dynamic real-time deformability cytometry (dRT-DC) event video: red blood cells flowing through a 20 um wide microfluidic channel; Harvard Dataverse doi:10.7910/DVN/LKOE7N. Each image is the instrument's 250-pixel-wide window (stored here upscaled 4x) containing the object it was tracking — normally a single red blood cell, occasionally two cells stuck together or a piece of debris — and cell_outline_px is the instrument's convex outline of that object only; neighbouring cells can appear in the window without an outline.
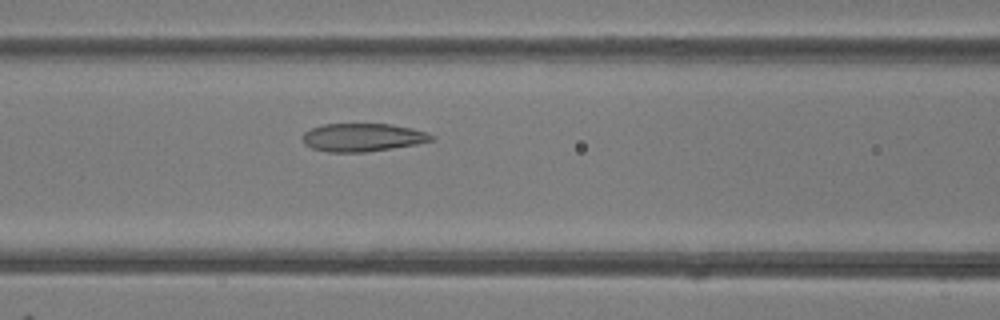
{"species": "common noctule bat (a hibernating species)", "species_latin": "Nyctalus noctula", "temperature_condition": "room temperature", "stored_images_in_passage": 50, "camera_frame_rate_fps": 3000, "um_per_image_px": 0.085, "animal": {"sex": "female"}, "frame": {"image": 1, "passage_image": 21, "time_ms": 6.667, "image_size_px": [1000, 320], "cell_outline_px": [[436, 140], [416, 144], [364, 152], [328, 152], [312, 148], [304, 144], [304, 132], [312, 128], [324, 124], [392, 124], [412, 128], [428, 132], [436, 136]], "centroid_in_image_um": [30.88, 11.67], "position_along_channel_um": 135.7, "area_um2": 21.1}}
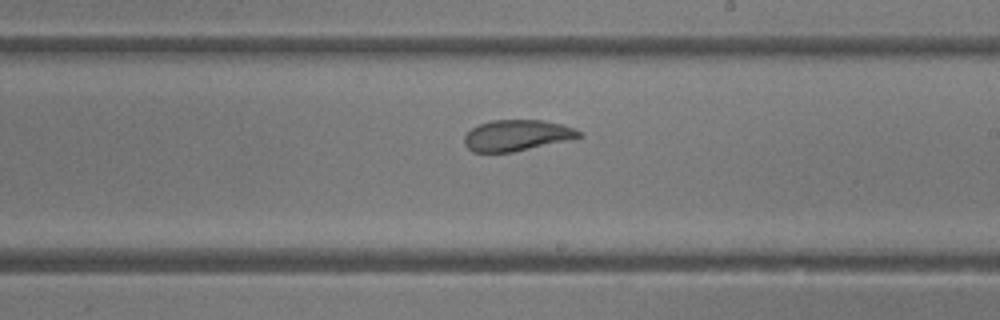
{"frame": {"image": 2, "passage_image": 29, "time_ms": 9.333, "image_size_px": [1000, 320], "cell_outline_px": [[584, 136], [512, 152], [472, 152], [464, 144], [464, 136], [472, 128], [480, 124], [492, 120], [540, 120], [564, 124], [580, 132]], "centroid_in_image_um": [43.9, 11.5], "position_along_channel_um": 245.1, "area_um2": 20.46}}
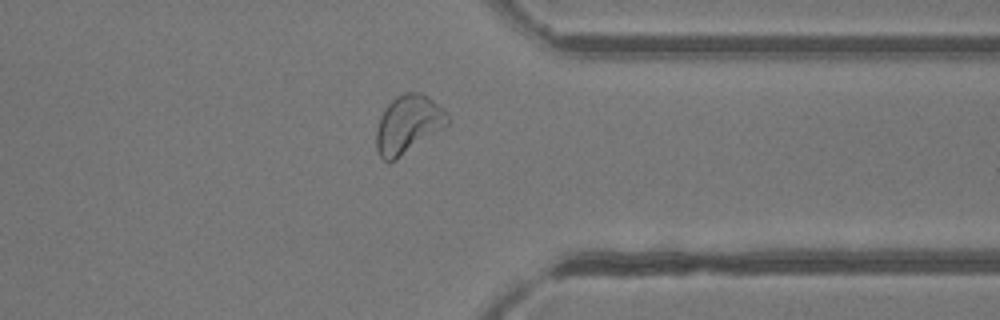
{"frame": {"image": 3, "passage_image": 39, "time_ms": 12.667, "image_size_px": [1000, 320], "cell_outline_px": [[448, 124], [444, 128], [396, 160], [388, 164], [380, 156], [376, 148], [376, 132], [380, 116], [384, 108], [396, 96], [404, 92], [420, 92], [428, 96], [444, 108], [448, 116]], "centroid_in_image_um": [34.68, 10.57], "position_along_channel_um": 376.7, "area_um2": 24.39}, "authors_computed_cell_mechanics": {"area_um2": 24.4205, "velocity_mm_per_s": 4.1044, "shape_relaxation_time_tau1_ms": 3.0401, "shape_relaxation_time_tau2_ms": 1.0158, "deformation_change_tau1": 0.1001, "deformation_change_tau2": 0.0737}}